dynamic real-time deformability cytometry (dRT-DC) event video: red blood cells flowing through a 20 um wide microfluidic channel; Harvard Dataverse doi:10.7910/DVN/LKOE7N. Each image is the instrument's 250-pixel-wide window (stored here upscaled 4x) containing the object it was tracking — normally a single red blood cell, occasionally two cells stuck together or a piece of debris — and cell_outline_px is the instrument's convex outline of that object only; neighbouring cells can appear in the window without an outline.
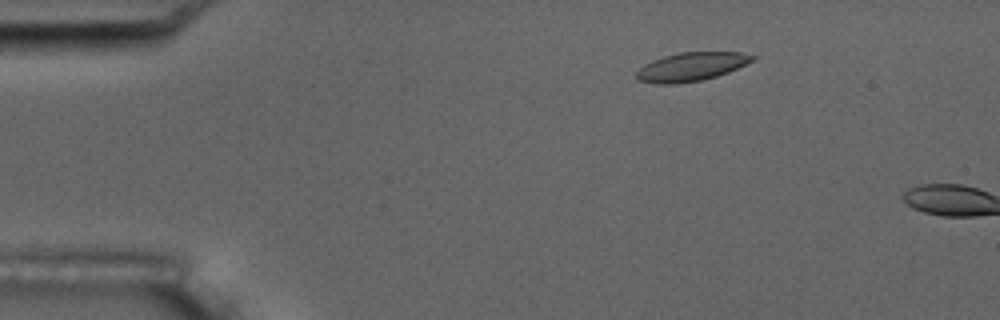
{"species": "common noctule bat (a hibernating species)", "species_latin": "Nyctalus noctula", "temperature_condition": "room temperature", "stored_images_in_passage": 4, "camera_frame_rate_fps": 3000, "um_per_image_px": 0.085, "animal": {"sex": "male", "body_mass_g": 17.5, "forearm_length_mm": 52.3}, "frame": {"image": 1, "passage_image": 3, "time_ms": 2.333, "image_size_px": [1000, 320], "cell_outline_px": [[756, 56], [752, 60], [728, 72], [716, 76], [700, 80], [676, 84], [656, 84], [640, 80], [636, 76], [636, 72], [644, 64], [652, 60], [664, 56], [680, 52], [740, 52]], "centroid_in_image_um": [58.71, 5.67], "position_along_channel_um": 26.3, "area_um2": 19.07}}